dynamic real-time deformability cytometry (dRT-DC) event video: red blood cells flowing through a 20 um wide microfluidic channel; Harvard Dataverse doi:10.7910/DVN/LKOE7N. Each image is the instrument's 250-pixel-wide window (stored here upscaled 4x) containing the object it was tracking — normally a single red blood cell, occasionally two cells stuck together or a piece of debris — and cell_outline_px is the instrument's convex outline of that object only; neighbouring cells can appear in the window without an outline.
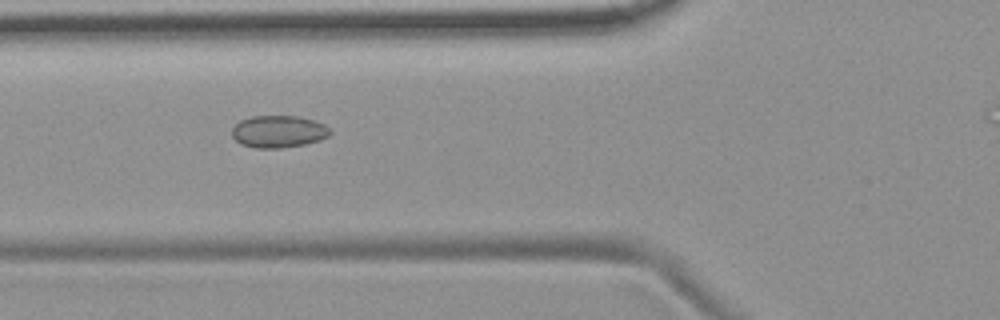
{"species": "common noctule bat (a hibernating species)", "species_latin": "Nyctalus noctula", "temperature_condition": "room temperature", "stored_images_in_passage": 6, "camera_frame_rate_fps": 3000, "um_per_image_px": 0.085, "animal": {"sex": "female", "body_mass_g": 19.9}, "frame": {"image": 1, "passage_image": 5, "time_ms": 5.667, "image_size_px": [1000, 320], "cell_outline_px": [[332, 132], [328, 136], [320, 140], [304, 144], [280, 148], [256, 148], [240, 144], [232, 136], [232, 128], [240, 120], [252, 116], [300, 116], [324, 124]], "centroid_in_image_um": [23.66, 11.18], "position_along_channel_um": 102.1, "area_um2": 18.38}}
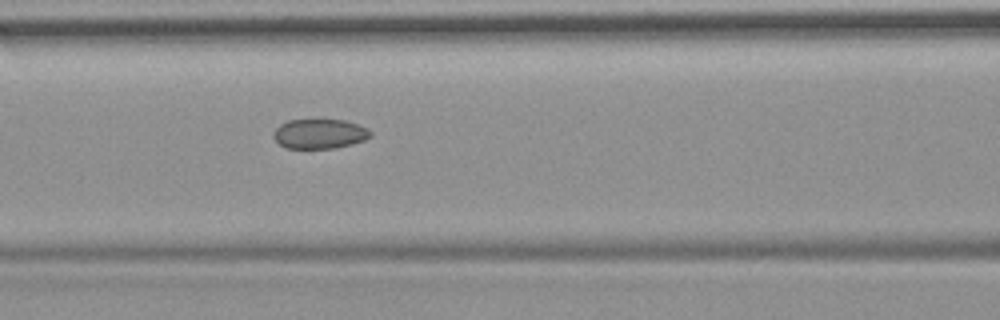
{"frame": {"image": 2, "passage_image": 6, "time_ms": 6.667, "image_size_px": [1000, 320], "cell_outline_px": [[372, 136], [364, 140], [352, 144], [336, 148], [284, 148], [272, 136], [276, 128], [280, 124], [288, 120], [344, 120], [368, 128], [372, 132]], "centroid_in_image_um": [27.17, 11.38], "position_along_channel_um": 139.4, "area_um2": 16.76}}